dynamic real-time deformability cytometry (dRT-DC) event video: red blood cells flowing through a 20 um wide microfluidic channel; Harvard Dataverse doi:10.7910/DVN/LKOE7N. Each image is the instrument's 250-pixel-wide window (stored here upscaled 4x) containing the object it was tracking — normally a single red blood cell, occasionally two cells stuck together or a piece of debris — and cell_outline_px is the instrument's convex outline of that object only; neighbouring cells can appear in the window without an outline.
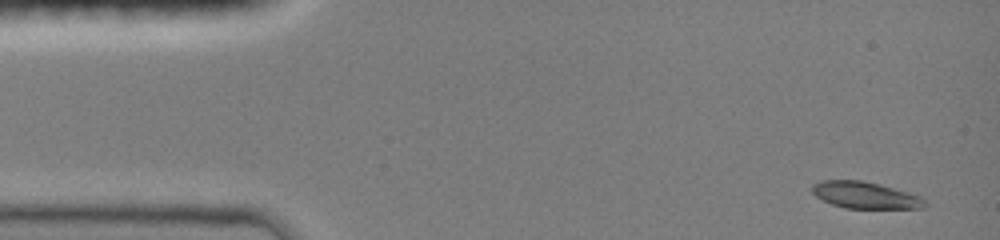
{"species": "common noctule bat (a hibernating species)", "species_latin": "Nyctalus noctula", "temperature_condition": "room temperature", "stored_images_in_passage": 6, "camera_frame_rate_fps": 3000, "um_per_image_px": 0.085, "animal": {"sex": "female", "body_mass_g": 19.0, "forearm_length_mm": 51.5}, "frame": {"image": 1, "passage_image": 1, "time_ms": 0.0, "image_size_px": [1000, 240], "cell_outline_px": [[928, 204], [924, 208], [844, 208], [832, 204], [816, 196], [812, 192], [812, 184], [820, 180], [860, 180], [880, 184], [908, 192], [920, 196]], "centroid_in_image_um": [73.54, 16.58], "position_along_channel_um": 11.5, "area_um2": 17.51}}
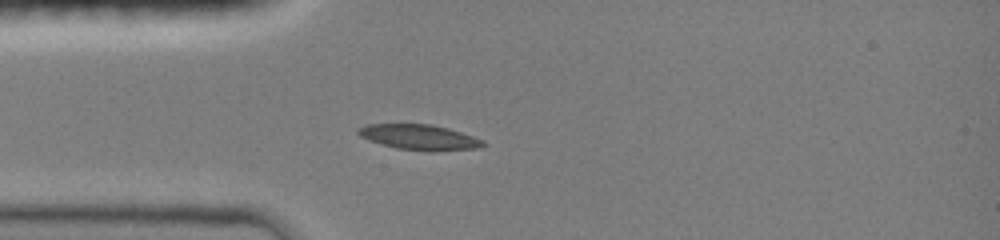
{"frame": {"image": 2, "passage_image": 6, "time_ms": 3.333, "image_size_px": [1000, 240], "cell_outline_px": [[488, 144], [480, 148], [432, 152], [396, 148], [380, 144], [368, 140], [360, 136], [356, 132], [356, 128], [364, 124], [432, 124], [448, 128], [484, 140]], "centroid_in_image_um": [35.64, 11.67], "position_along_channel_um": 49.4, "area_um2": 18.79}}